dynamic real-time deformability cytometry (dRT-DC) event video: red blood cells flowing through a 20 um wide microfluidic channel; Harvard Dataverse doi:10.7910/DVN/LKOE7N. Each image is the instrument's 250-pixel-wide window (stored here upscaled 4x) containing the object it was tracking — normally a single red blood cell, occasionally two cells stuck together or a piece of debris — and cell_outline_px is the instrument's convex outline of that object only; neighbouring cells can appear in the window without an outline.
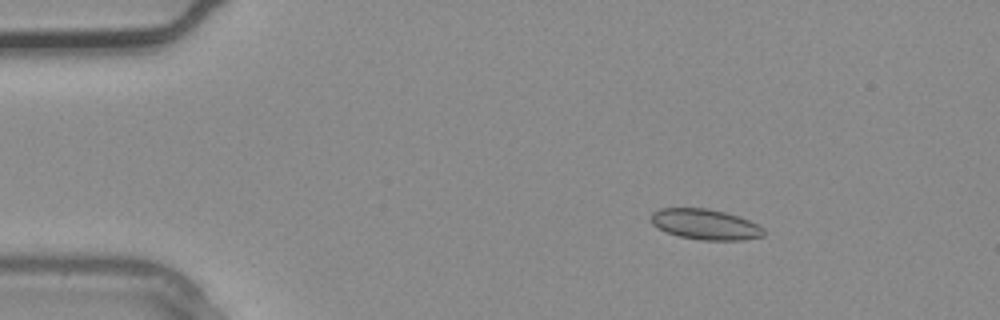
{"species": "common noctule bat (a hibernating species)", "species_latin": "Nyctalus noctula", "temperature_condition": "warm", "stored_images_in_passage": 3, "camera_frame_rate_fps": 3000, "um_per_image_px": 0.085, "animal": {"sex": "male", "body_mass_g": 20.4}, "frame": {"image": 1, "passage_image": 2, "time_ms": 0.333, "image_size_px": [1000, 320], "cell_outline_px": [[764, 236], [740, 240], [700, 240], [680, 236], [668, 232], [652, 224], [652, 212], [660, 208], [708, 208], [724, 212], [748, 220], [764, 228]], "centroid_in_image_um": [59.95, 19.07], "position_along_channel_um": 25.0, "area_um2": 19.77}}